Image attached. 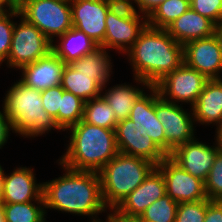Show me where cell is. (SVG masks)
<instances>
[{
    "instance_id": "7a4b0ae2",
    "label": "cell",
    "mask_w": 222,
    "mask_h": 222,
    "mask_svg": "<svg viewBox=\"0 0 222 222\" xmlns=\"http://www.w3.org/2000/svg\"><path fill=\"white\" fill-rule=\"evenodd\" d=\"M132 66L133 78L154 86L183 62V45L166 31L146 26L137 41L125 53Z\"/></svg>"
},
{
    "instance_id": "1f68e13d",
    "label": "cell",
    "mask_w": 222,
    "mask_h": 222,
    "mask_svg": "<svg viewBox=\"0 0 222 222\" xmlns=\"http://www.w3.org/2000/svg\"><path fill=\"white\" fill-rule=\"evenodd\" d=\"M205 183V192L209 200L222 201V152L214 160Z\"/></svg>"
},
{
    "instance_id": "484cf974",
    "label": "cell",
    "mask_w": 222,
    "mask_h": 222,
    "mask_svg": "<svg viewBox=\"0 0 222 222\" xmlns=\"http://www.w3.org/2000/svg\"><path fill=\"white\" fill-rule=\"evenodd\" d=\"M2 206L5 222H44L47 217L44 201L2 204Z\"/></svg>"
},
{
    "instance_id": "ffe728a7",
    "label": "cell",
    "mask_w": 222,
    "mask_h": 222,
    "mask_svg": "<svg viewBox=\"0 0 222 222\" xmlns=\"http://www.w3.org/2000/svg\"><path fill=\"white\" fill-rule=\"evenodd\" d=\"M195 124L222 126V79L208 80L191 107ZM200 123V124H199Z\"/></svg>"
},
{
    "instance_id": "5bb4252c",
    "label": "cell",
    "mask_w": 222,
    "mask_h": 222,
    "mask_svg": "<svg viewBox=\"0 0 222 222\" xmlns=\"http://www.w3.org/2000/svg\"><path fill=\"white\" fill-rule=\"evenodd\" d=\"M184 63L208 80L222 79V51L215 35L183 45Z\"/></svg>"
},
{
    "instance_id": "e575fe53",
    "label": "cell",
    "mask_w": 222,
    "mask_h": 222,
    "mask_svg": "<svg viewBox=\"0 0 222 222\" xmlns=\"http://www.w3.org/2000/svg\"><path fill=\"white\" fill-rule=\"evenodd\" d=\"M62 86L48 88L41 91V100L44 110L54 119L58 126V111L61 109Z\"/></svg>"
},
{
    "instance_id": "8d00e7d4",
    "label": "cell",
    "mask_w": 222,
    "mask_h": 222,
    "mask_svg": "<svg viewBox=\"0 0 222 222\" xmlns=\"http://www.w3.org/2000/svg\"><path fill=\"white\" fill-rule=\"evenodd\" d=\"M204 222H222V201L209 200L207 198V209Z\"/></svg>"
},
{
    "instance_id": "9a60e30c",
    "label": "cell",
    "mask_w": 222,
    "mask_h": 222,
    "mask_svg": "<svg viewBox=\"0 0 222 222\" xmlns=\"http://www.w3.org/2000/svg\"><path fill=\"white\" fill-rule=\"evenodd\" d=\"M70 4L73 27L101 46L105 38L106 16L114 5L99 0H70Z\"/></svg>"
},
{
    "instance_id": "9c48e42d",
    "label": "cell",
    "mask_w": 222,
    "mask_h": 222,
    "mask_svg": "<svg viewBox=\"0 0 222 222\" xmlns=\"http://www.w3.org/2000/svg\"><path fill=\"white\" fill-rule=\"evenodd\" d=\"M184 106L168 102L159 96L155 88V112L157 118L161 121L166 135V155L178 146L193 140L195 138V121L192 114L187 112Z\"/></svg>"
},
{
    "instance_id": "4fadbf2b",
    "label": "cell",
    "mask_w": 222,
    "mask_h": 222,
    "mask_svg": "<svg viewBox=\"0 0 222 222\" xmlns=\"http://www.w3.org/2000/svg\"><path fill=\"white\" fill-rule=\"evenodd\" d=\"M166 194V183L155 167L145 180L112 211L118 218H139L145 209Z\"/></svg>"
},
{
    "instance_id": "4dcf8cb0",
    "label": "cell",
    "mask_w": 222,
    "mask_h": 222,
    "mask_svg": "<svg viewBox=\"0 0 222 222\" xmlns=\"http://www.w3.org/2000/svg\"><path fill=\"white\" fill-rule=\"evenodd\" d=\"M18 8L10 10L0 19V66L7 60L10 48L15 21L13 18L19 17ZM12 19V20H11Z\"/></svg>"
},
{
    "instance_id": "74e56055",
    "label": "cell",
    "mask_w": 222,
    "mask_h": 222,
    "mask_svg": "<svg viewBox=\"0 0 222 222\" xmlns=\"http://www.w3.org/2000/svg\"><path fill=\"white\" fill-rule=\"evenodd\" d=\"M11 130L12 128L9 117L4 113L2 108V111H0V149H2V147H4L7 143Z\"/></svg>"
},
{
    "instance_id": "83f0119b",
    "label": "cell",
    "mask_w": 222,
    "mask_h": 222,
    "mask_svg": "<svg viewBox=\"0 0 222 222\" xmlns=\"http://www.w3.org/2000/svg\"><path fill=\"white\" fill-rule=\"evenodd\" d=\"M82 120L95 126L114 130L118 123L115 113L102 96L85 102Z\"/></svg>"
},
{
    "instance_id": "bcb514c9",
    "label": "cell",
    "mask_w": 222,
    "mask_h": 222,
    "mask_svg": "<svg viewBox=\"0 0 222 222\" xmlns=\"http://www.w3.org/2000/svg\"><path fill=\"white\" fill-rule=\"evenodd\" d=\"M16 8H19L26 0H9Z\"/></svg>"
},
{
    "instance_id": "44dd1931",
    "label": "cell",
    "mask_w": 222,
    "mask_h": 222,
    "mask_svg": "<svg viewBox=\"0 0 222 222\" xmlns=\"http://www.w3.org/2000/svg\"><path fill=\"white\" fill-rule=\"evenodd\" d=\"M215 26L210 19L190 8L168 26L166 31L176 42L184 45L192 40L213 36Z\"/></svg>"
},
{
    "instance_id": "ac0fdd59",
    "label": "cell",
    "mask_w": 222,
    "mask_h": 222,
    "mask_svg": "<svg viewBox=\"0 0 222 222\" xmlns=\"http://www.w3.org/2000/svg\"><path fill=\"white\" fill-rule=\"evenodd\" d=\"M66 63L53 51L37 61L23 66L20 80L36 90H45L61 85Z\"/></svg>"
},
{
    "instance_id": "277c9868",
    "label": "cell",
    "mask_w": 222,
    "mask_h": 222,
    "mask_svg": "<svg viewBox=\"0 0 222 222\" xmlns=\"http://www.w3.org/2000/svg\"><path fill=\"white\" fill-rule=\"evenodd\" d=\"M2 100L4 113L9 117L12 132L25 138L46 135L59 130L54 119L44 110L41 91L24 84L20 79L7 90Z\"/></svg>"
},
{
    "instance_id": "d6986e66",
    "label": "cell",
    "mask_w": 222,
    "mask_h": 222,
    "mask_svg": "<svg viewBox=\"0 0 222 222\" xmlns=\"http://www.w3.org/2000/svg\"><path fill=\"white\" fill-rule=\"evenodd\" d=\"M134 103L129 118L147 133L154 143L166 154V135L155 112V87L150 86Z\"/></svg>"
},
{
    "instance_id": "7bdbcfd3",
    "label": "cell",
    "mask_w": 222,
    "mask_h": 222,
    "mask_svg": "<svg viewBox=\"0 0 222 222\" xmlns=\"http://www.w3.org/2000/svg\"><path fill=\"white\" fill-rule=\"evenodd\" d=\"M99 1L108 2L112 5H121V4L127 3V0H99Z\"/></svg>"
},
{
    "instance_id": "7402d4cb",
    "label": "cell",
    "mask_w": 222,
    "mask_h": 222,
    "mask_svg": "<svg viewBox=\"0 0 222 222\" xmlns=\"http://www.w3.org/2000/svg\"><path fill=\"white\" fill-rule=\"evenodd\" d=\"M141 88L131 84H117L112 87L107 86L102 88L101 96L110 105L111 109L115 113L117 121L125 120L129 118L130 111L132 110L134 103L145 92V89H149L150 85L144 80L139 78H133ZM144 86V88H143ZM105 90V93L104 91Z\"/></svg>"
},
{
    "instance_id": "5b68a950",
    "label": "cell",
    "mask_w": 222,
    "mask_h": 222,
    "mask_svg": "<svg viewBox=\"0 0 222 222\" xmlns=\"http://www.w3.org/2000/svg\"><path fill=\"white\" fill-rule=\"evenodd\" d=\"M156 167L152 161L118 153L100 171L102 197L112 212Z\"/></svg>"
},
{
    "instance_id": "f1b7e54d",
    "label": "cell",
    "mask_w": 222,
    "mask_h": 222,
    "mask_svg": "<svg viewBox=\"0 0 222 222\" xmlns=\"http://www.w3.org/2000/svg\"><path fill=\"white\" fill-rule=\"evenodd\" d=\"M84 104L85 101L80 97L63 89L61 109L58 111V128L67 131L69 127L78 124L83 118Z\"/></svg>"
},
{
    "instance_id": "836d02e7",
    "label": "cell",
    "mask_w": 222,
    "mask_h": 222,
    "mask_svg": "<svg viewBox=\"0 0 222 222\" xmlns=\"http://www.w3.org/2000/svg\"><path fill=\"white\" fill-rule=\"evenodd\" d=\"M191 8L210 19L215 25L222 22V0H190Z\"/></svg>"
},
{
    "instance_id": "d590c367",
    "label": "cell",
    "mask_w": 222,
    "mask_h": 222,
    "mask_svg": "<svg viewBox=\"0 0 222 222\" xmlns=\"http://www.w3.org/2000/svg\"><path fill=\"white\" fill-rule=\"evenodd\" d=\"M164 1L166 0H127L131 8L147 17ZM134 4H136L137 7H135Z\"/></svg>"
},
{
    "instance_id": "7dc6e473",
    "label": "cell",
    "mask_w": 222,
    "mask_h": 222,
    "mask_svg": "<svg viewBox=\"0 0 222 222\" xmlns=\"http://www.w3.org/2000/svg\"><path fill=\"white\" fill-rule=\"evenodd\" d=\"M122 222H141L138 218H119Z\"/></svg>"
},
{
    "instance_id": "2e32d148",
    "label": "cell",
    "mask_w": 222,
    "mask_h": 222,
    "mask_svg": "<svg viewBox=\"0 0 222 222\" xmlns=\"http://www.w3.org/2000/svg\"><path fill=\"white\" fill-rule=\"evenodd\" d=\"M197 140L195 137L176 147L169 157L182 169L205 182L220 150L215 137L212 146Z\"/></svg>"
},
{
    "instance_id": "8992f818",
    "label": "cell",
    "mask_w": 222,
    "mask_h": 222,
    "mask_svg": "<svg viewBox=\"0 0 222 222\" xmlns=\"http://www.w3.org/2000/svg\"><path fill=\"white\" fill-rule=\"evenodd\" d=\"M106 32L103 44L106 50L112 49L125 54L137 41L140 33L148 25L147 16L140 15L127 3L114 5L106 16Z\"/></svg>"
},
{
    "instance_id": "f35d334b",
    "label": "cell",
    "mask_w": 222,
    "mask_h": 222,
    "mask_svg": "<svg viewBox=\"0 0 222 222\" xmlns=\"http://www.w3.org/2000/svg\"><path fill=\"white\" fill-rule=\"evenodd\" d=\"M214 35L217 37V39H218V41L220 43L221 51H222V22L215 26V33H214Z\"/></svg>"
},
{
    "instance_id": "f546056e",
    "label": "cell",
    "mask_w": 222,
    "mask_h": 222,
    "mask_svg": "<svg viewBox=\"0 0 222 222\" xmlns=\"http://www.w3.org/2000/svg\"><path fill=\"white\" fill-rule=\"evenodd\" d=\"M178 203L169 195L157 199L138 218L141 222H175Z\"/></svg>"
},
{
    "instance_id": "d6a6232c",
    "label": "cell",
    "mask_w": 222,
    "mask_h": 222,
    "mask_svg": "<svg viewBox=\"0 0 222 222\" xmlns=\"http://www.w3.org/2000/svg\"><path fill=\"white\" fill-rule=\"evenodd\" d=\"M207 209V198L194 202L179 203L175 222H204Z\"/></svg>"
},
{
    "instance_id": "30bf717a",
    "label": "cell",
    "mask_w": 222,
    "mask_h": 222,
    "mask_svg": "<svg viewBox=\"0 0 222 222\" xmlns=\"http://www.w3.org/2000/svg\"><path fill=\"white\" fill-rule=\"evenodd\" d=\"M207 81L208 79L203 74L183 62L176 70L164 76L154 87L162 99L181 105L187 103L192 107Z\"/></svg>"
},
{
    "instance_id": "b9f144b4",
    "label": "cell",
    "mask_w": 222,
    "mask_h": 222,
    "mask_svg": "<svg viewBox=\"0 0 222 222\" xmlns=\"http://www.w3.org/2000/svg\"><path fill=\"white\" fill-rule=\"evenodd\" d=\"M4 176H5V172H4L3 167L0 164V197H1V194H2Z\"/></svg>"
},
{
    "instance_id": "d4e9b609",
    "label": "cell",
    "mask_w": 222,
    "mask_h": 222,
    "mask_svg": "<svg viewBox=\"0 0 222 222\" xmlns=\"http://www.w3.org/2000/svg\"><path fill=\"white\" fill-rule=\"evenodd\" d=\"M61 86L85 102L100 97L102 91V87L94 79L78 72L71 64L64 67Z\"/></svg>"
},
{
    "instance_id": "3957f363",
    "label": "cell",
    "mask_w": 222,
    "mask_h": 222,
    "mask_svg": "<svg viewBox=\"0 0 222 222\" xmlns=\"http://www.w3.org/2000/svg\"><path fill=\"white\" fill-rule=\"evenodd\" d=\"M71 135L66 152L57 160L73 170L99 172L119 152L115 130L81 120L67 129Z\"/></svg>"
},
{
    "instance_id": "ee69618b",
    "label": "cell",
    "mask_w": 222,
    "mask_h": 222,
    "mask_svg": "<svg viewBox=\"0 0 222 222\" xmlns=\"http://www.w3.org/2000/svg\"><path fill=\"white\" fill-rule=\"evenodd\" d=\"M10 10L4 5L0 4V19L3 18Z\"/></svg>"
},
{
    "instance_id": "603a6c76",
    "label": "cell",
    "mask_w": 222,
    "mask_h": 222,
    "mask_svg": "<svg viewBox=\"0 0 222 222\" xmlns=\"http://www.w3.org/2000/svg\"><path fill=\"white\" fill-rule=\"evenodd\" d=\"M58 41L52 43V51L66 64L94 52L100 46L94 42L84 32L72 27L63 35L59 36Z\"/></svg>"
},
{
    "instance_id": "52a82bcc",
    "label": "cell",
    "mask_w": 222,
    "mask_h": 222,
    "mask_svg": "<svg viewBox=\"0 0 222 222\" xmlns=\"http://www.w3.org/2000/svg\"><path fill=\"white\" fill-rule=\"evenodd\" d=\"M18 10L52 43L73 27L70 0H26Z\"/></svg>"
},
{
    "instance_id": "4316f807",
    "label": "cell",
    "mask_w": 222,
    "mask_h": 222,
    "mask_svg": "<svg viewBox=\"0 0 222 222\" xmlns=\"http://www.w3.org/2000/svg\"><path fill=\"white\" fill-rule=\"evenodd\" d=\"M190 8V0H166L147 17L148 26L166 29Z\"/></svg>"
},
{
    "instance_id": "cb8c5ba5",
    "label": "cell",
    "mask_w": 222,
    "mask_h": 222,
    "mask_svg": "<svg viewBox=\"0 0 222 222\" xmlns=\"http://www.w3.org/2000/svg\"><path fill=\"white\" fill-rule=\"evenodd\" d=\"M108 54V50L99 47L94 52L73 61L71 65L78 72L90 76L103 88L111 82L109 79L113 74V62Z\"/></svg>"
},
{
    "instance_id": "60d3db41",
    "label": "cell",
    "mask_w": 222,
    "mask_h": 222,
    "mask_svg": "<svg viewBox=\"0 0 222 222\" xmlns=\"http://www.w3.org/2000/svg\"><path fill=\"white\" fill-rule=\"evenodd\" d=\"M106 220L104 222H122L114 213H107ZM103 222V221H101Z\"/></svg>"
},
{
    "instance_id": "c3c4849f",
    "label": "cell",
    "mask_w": 222,
    "mask_h": 222,
    "mask_svg": "<svg viewBox=\"0 0 222 222\" xmlns=\"http://www.w3.org/2000/svg\"><path fill=\"white\" fill-rule=\"evenodd\" d=\"M0 222H5V217L3 213V206L2 203L0 202Z\"/></svg>"
},
{
    "instance_id": "ab89813d",
    "label": "cell",
    "mask_w": 222,
    "mask_h": 222,
    "mask_svg": "<svg viewBox=\"0 0 222 222\" xmlns=\"http://www.w3.org/2000/svg\"><path fill=\"white\" fill-rule=\"evenodd\" d=\"M215 138L219 146V150L222 152V126L215 130Z\"/></svg>"
},
{
    "instance_id": "8fae6325",
    "label": "cell",
    "mask_w": 222,
    "mask_h": 222,
    "mask_svg": "<svg viewBox=\"0 0 222 222\" xmlns=\"http://www.w3.org/2000/svg\"><path fill=\"white\" fill-rule=\"evenodd\" d=\"M156 167L165 179L166 194L178 204L207 198L204 181L182 169L169 156Z\"/></svg>"
},
{
    "instance_id": "e0dca14e",
    "label": "cell",
    "mask_w": 222,
    "mask_h": 222,
    "mask_svg": "<svg viewBox=\"0 0 222 222\" xmlns=\"http://www.w3.org/2000/svg\"><path fill=\"white\" fill-rule=\"evenodd\" d=\"M35 176L33 168L26 166L14 167L12 173H5L0 202L12 204L44 201L43 182L37 183Z\"/></svg>"
},
{
    "instance_id": "ba28073f",
    "label": "cell",
    "mask_w": 222,
    "mask_h": 222,
    "mask_svg": "<svg viewBox=\"0 0 222 222\" xmlns=\"http://www.w3.org/2000/svg\"><path fill=\"white\" fill-rule=\"evenodd\" d=\"M15 21L11 48L4 64L20 70L52 51V42L32 23L19 15Z\"/></svg>"
},
{
    "instance_id": "6da1fadb",
    "label": "cell",
    "mask_w": 222,
    "mask_h": 222,
    "mask_svg": "<svg viewBox=\"0 0 222 222\" xmlns=\"http://www.w3.org/2000/svg\"><path fill=\"white\" fill-rule=\"evenodd\" d=\"M57 163L65 173L43 182L45 209L90 216L91 222H101L98 215L107 213L108 207L103 201L99 172L73 170Z\"/></svg>"
},
{
    "instance_id": "7c38bea8",
    "label": "cell",
    "mask_w": 222,
    "mask_h": 222,
    "mask_svg": "<svg viewBox=\"0 0 222 222\" xmlns=\"http://www.w3.org/2000/svg\"><path fill=\"white\" fill-rule=\"evenodd\" d=\"M118 152L148 159L158 165L167 155L130 118L118 121L115 128Z\"/></svg>"
},
{
    "instance_id": "f6af8a7d",
    "label": "cell",
    "mask_w": 222,
    "mask_h": 222,
    "mask_svg": "<svg viewBox=\"0 0 222 222\" xmlns=\"http://www.w3.org/2000/svg\"><path fill=\"white\" fill-rule=\"evenodd\" d=\"M0 4H4L9 10L16 8L9 0H0Z\"/></svg>"
}]
</instances>
